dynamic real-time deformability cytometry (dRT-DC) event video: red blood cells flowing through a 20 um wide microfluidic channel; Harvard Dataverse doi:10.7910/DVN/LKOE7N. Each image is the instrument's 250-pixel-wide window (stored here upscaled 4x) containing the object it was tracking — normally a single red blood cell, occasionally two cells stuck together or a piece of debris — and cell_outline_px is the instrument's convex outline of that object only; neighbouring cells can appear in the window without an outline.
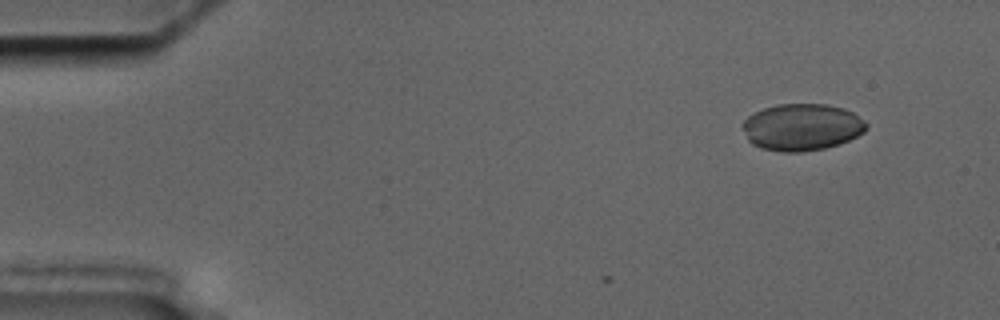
{"species": "common noctule bat (a hibernating species)", "species_latin": "Nyctalus noctula", "temperature_condition": "cold", "stored_images_in_passage": 8, "camera_frame_rate_fps": 3000, "um_per_image_px": 0.085, "animal": {"sex": "male", "body_mass_g": 17.5, "forearm_length_mm": 52.3}, "frame": {"image": 1, "passage_image": 1, "time_ms": 0.0, "image_size_px": [1000, 320], "cell_outline_px": [[868, 128], [864, 132], [840, 144], [824, 148], [804, 152], [784, 152], [760, 148], [752, 144], [748, 140], [740, 124], [748, 116], [764, 108], [776, 104], [828, 104], [844, 108], [852, 112], [864, 120], [868, 124]], "centroid_in_image_um": [68.16, 10.8], "position_along_channel_um": 16.8, "area_um2": 34.04}}